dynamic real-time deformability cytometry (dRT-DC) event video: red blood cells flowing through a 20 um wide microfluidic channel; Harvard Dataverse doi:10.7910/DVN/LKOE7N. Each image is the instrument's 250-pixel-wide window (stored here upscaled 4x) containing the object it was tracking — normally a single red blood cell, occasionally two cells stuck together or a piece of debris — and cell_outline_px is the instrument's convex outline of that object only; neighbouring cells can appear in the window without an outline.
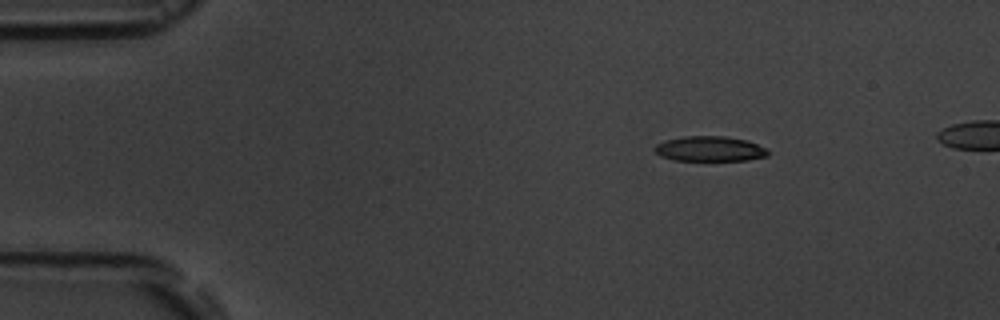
{"species": "common noctule bat (a hibernating species)", "species_latin": "Nyctalus noctula", "temperature_condition": "room temperature", "stored_images_in_passage": 8, "camera_frame_rate_fps": 3000, "um_per_image_px": 0.085, "animal": {"sex": "male", "body_mass_g": 19.5, "forearm_length_mm": 54.6}, "frame": {"image": 1, "passage_image": 2, "time_ms": 1.333, "image_size_px": [1000, 320], "cell_outline_px": [[768, 156], [748, 160], [672, 160], [660, 156], [652, 148], [656, 144], [668, 140], [684, 136], [724, 136], [748, 140], [764, 148], [768, 152]], "centroid_in_image_um": [60.31, 12.65], "position_along_channel_um": 24.7, "area_um2": 16.47}}
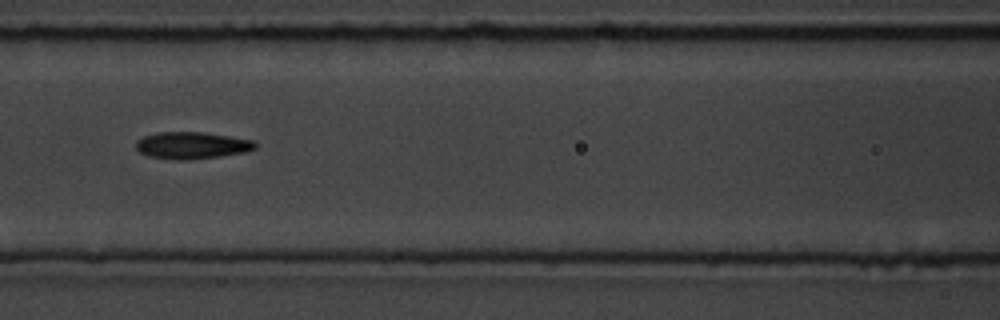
{"frame": {"image": 2, "passage_image": 7, "time_ms": 6.667, "image_size_px": [1000, 320], "cell_outline_px": [[256, 148], [248, 152], [220, 156], [184, 160], [180, 160], [148, 156], [140, 152], [136, 148], [136, 140], [144, 136], [156, 132], [204, 132], [252, 140], [256, 144]], "centroid_in_image_um": [16.3, 12.35], "position_along_channel_um": 150.3, "area_um2": 18.67}}
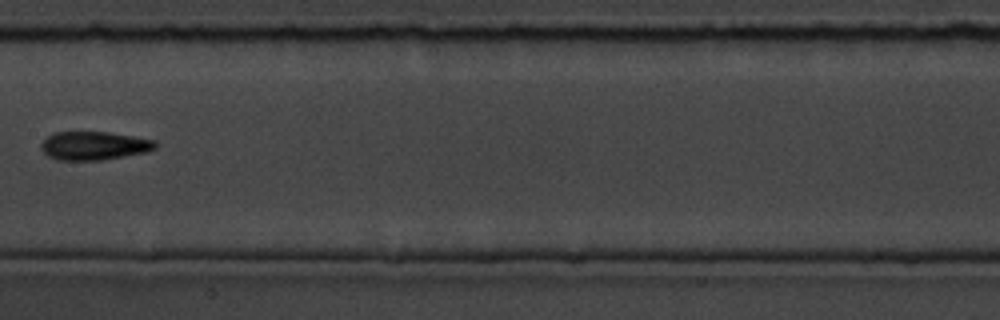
{"frame": {"image": 3, "passage_image": 8, "time_ms": 8.0, "image_size_px": [1000, 320], "cell_outline_px": [[156, 148], [148, 152], [104, 160], [56, 160], [48, 156], [40, 148], [40, 144], [52, 132], [108, 132], [156, 140]], "centroid_in_image_um": [7.99, 12.39], "position_along_channel_um": 199.4, "area_um2": 19.13}}